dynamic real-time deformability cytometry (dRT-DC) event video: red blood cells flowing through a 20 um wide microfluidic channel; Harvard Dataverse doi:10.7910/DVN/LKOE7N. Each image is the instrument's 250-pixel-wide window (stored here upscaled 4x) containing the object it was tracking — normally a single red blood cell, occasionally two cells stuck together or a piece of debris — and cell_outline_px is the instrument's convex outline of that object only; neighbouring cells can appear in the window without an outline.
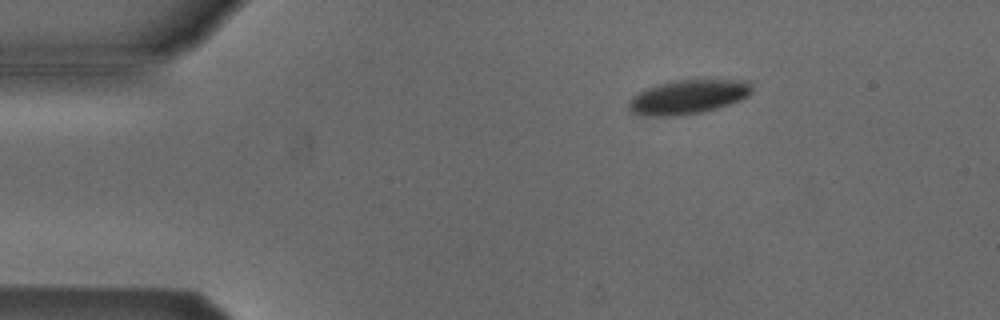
{"species": "Egyptian fruit bat (a non-hibernating species)", "species_latin": "Rousettus aegyptiacus", "temperature_condition": "cold", "stored_images_in_passage": 3, "camera_frame_rate_fps": 3000, "um_per_image_px": 0.085, "animal": {"sex": "male"}, "frame": {"image": 1, "passage_image": 1, "time_ms": 0.0, "image_size_px": [1000, 320], "cell_outline_px": [[752, 92], [748, 96], [740, 100], [716, 108], [700, 112], [672, 116], [640, 116], [632, 112], [628, 108], [628, 100], [632, 96], [656, 84], [676, 80], [748, 80], [752, 84]], "centroid_in_image_um": [58.47, 8.23], "position_along_channel_um": 26.5, "area_um2": 24.51}}